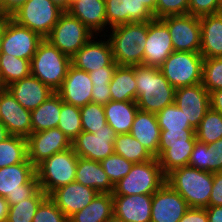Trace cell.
<instances>
[{"instance_id": "6da1fadb", "label": "cell", "mask_w": 222, "mask_h": 222, "mask_svg": "<svg viewBox=\"0 0 222 222\" xmlns=\"http://www.w3.org/2000/svg\"><path fill=\"white\" fill-rule=\"evenodd\" d=\"M136 104L140 110L158 113L174 103L175 88L158 67L135 65Z\"/></svg>"}, {"instance_id": "7a4b0ae2", "label": "cell", "mask_w": 222, "mask_h": 222, "mask_svg": "<svg viewBox=\"0 0 222 222\" xmlns=\"http://www.w3.org/2000/svg\"><path fill=\"white\" fill-rule=\"evenodd\" d=\"M107 37L118 66L143 64L144 48L148 34V21L131 22L109 28Z\"/></svg>"}, {"instance_id": "3957f363", "label": "cell", "mask_w": 222, "mask_h": 222, "mask_svg": "<svg viewBox=\"0 0 222 222\" xmlns=\"http://www.w3.org/2000/svg\"><path fill=\"white\" fill-rule=\"evenodd\" d=\"M168 183L189 208H207L213 186V173L191 166L179 167L166 175Z\"/></svg>"}, {"instance_id": "277c9868", "label": "cell", "mask_w": 222, "mask_h": 222, "mask_svg": "<svg viewBox=\"0 0 222 222\" xmlns=\"http://www.w3.org/2000/svg\"><path fill=\"white\" fill-rule=\"evenodd\" d=\"M70 65L71 58L44 38L32 57L31 75L57 92L62 86Z\"/></svg>"}, {"instance_id": "5b68a950", "label": "cell", "mask_w": 222, "mask_h": 222, "mask_svg": "<svg viewBox=\"0 0 222 222\" xmlns=\"http://www.w3.org/2000/svg\"><path fill=\"white\" fill-rule=\"evenodd\" d=\"M196 141L195 129L161 130L157 159L165 175L188 166Z\"/></svg>"}, {"instance_id": "8992f818", "label": "cell", "mask_w": 222, "mask_h": 222, "mask_svg": "<svg viewBox=\"0 0 222 222\" xmlns=\"http://www.w3.org/2000/svg\"><path fill=\"white\" fill-rule=\"evenodd\" d=\"M39 189L36 168L28 159L0 168V196L7 199L9 206L32 197Z\"/></svg>"}, {"instance_id": "52a82bcc", "label": "cell", "mask_w": 222, "mask_h": 222, "mask_svg": "<svg viewBox=\"0 0 222 222\" xmlns=\"http://www.w3.org/2000/svg\"><path fill=\"white\" fill-rule=\"evenodd\" d=\"M78 155L71 148L53 154L36 167L39 187L48 196L59 187L75 181Z\"/></svg>"}, {"instance_id": "ba28073f", "label": "cell", "mask_w": 222, "mask_h": 222, "mask_svg": "<svg viewBox=\"0 0 222 222\" xmlns=\"http://www.w3.org/2000/svg\"><path fill=\"white\" fill-rule=\"evenodd\" d=\"M166 182L157 158L135 163L128 174L114 185L113 195L153 194Z\"/></svg>"}, {"instance_id": "9c48e42d", "label": "cell", "mask_w": 222, "mask_h": 222, "mask_svg": "<svg viewBox=\"0 0 222 222\" xmlns=\"http://www.w3.org/2000/svg\"><path fill=\"white\" fill-rule=\"evenodd\" d=\"M203 61L200 52L173 51L159 68L176 89L202 83Z\"/></svg>"}, {"instance_id": "30bf717a", "label": "cell", "mask_w": 222, "mask_h": 222, "mask_svg": "<svg viewBox=\"0 0 222 222\" xmlns=\"http://www.w3.org/2000/svg\"><path fill=\"white\" fill-rule=\"evenodd\" d=\"M62 13L63 11L51 0H27L11 19L44 39L52 31Z\"/></svg>"}, {"instance_id": "8fae6325", "label": "cell", "mask_w": 222, "mask_h": 222, "mask_svg": "<svg viewBox=\"0 0 222 222\" xmlns=\"http://www.w3.org/2000/svg\"><path fill=\"white\" fill-rule=\"evenodd\" d=\"M94 36L78 18L63 12L45 39L72 58Z\"/></svg>"}, {"instance_id": "7c38bea8", "label": "cell", "mask_w": 222, "mask_h": 222, "mask_svg": "<svg viewBox=\"0 0 222 222\" xmlns=\"http://www.w3.org/2000/svg\"><path fill=\"white\" fill-rule=\"evenodd\" d=\"M42 40L36 32L17 24L11 18H4L1 53L31 61Z\"/></svg>"}, {"instance_id": "4fadbf2b", "label": "cell", "mask_w": 222, "mask_h": 222, "mask_svg": "<svg viewBox=\"0 0 222 222\" xmlns=\"http://www.w3.org/2000/svg\"><path fill=\"white\" fill-rule=\"evenodd\" d=\"M166 24L174 51L200 52V18L186 14L161 18Z\"/></svg>"}, {"instance_id": "5bb4252c", "label": "cell", "mask_w": 222, "mask_h": 222, "mask_svg": "<svg viewBox=\"0 0 222 222\" xmlns=\"http://www.w3.org/2000/svg\"><path fill=\"white\" fill-rule=\"evenodd\" d=\"M116 135L113 128L105 124L95 133L82 131L71 141V147L79 157L100 162L114 153Z\"/></svg>"}, {"instance_id": "9a60e30c", "label": "cell", "mask_w": 222, "mask_h": 222, "mask_svg": "<svg viewBox=\"0 0 222 222\" xmlns=\"http://www.w3.org/2000/svg\"><path fill=\"white\" fill-rule=\"evenodd\" d=\"M71 148V140L58 128L31 133L27 138L28 160L36 168L55 153Z\"/></svg>"}, {"instance_id": "2e32d148", "label": "cell", "mask_w": 222, "mask_h": 222, "mask_svg": "<svg viewBox=\"0 0 222 222\" xmlns=\"http://www.w3.org/2000/svg\"><path fill=\"white\" fill-rule=\"evenodd\" d=\"M188 209L183 197L165 182L152 194L151 222H179Z\"/></svg>"}, {"instance_id": "e0dca14e", "label": "cell", "mask_w": 222, "mask_h": 222, "mask_svg": "<svg viewBox=\"0 0 222 222\" xmlns=\"http://www.w3.org/2000/svg\"><path fill=\"white\" fill-rule=\"evenodd\" d=\"M174 103L184 112L190 125L196 129L210 109V93L202 83L176 88Z\"/></svg>"}, {"instance_id": "ac0fdd59", "label": "cell", "mask_w": 222, "mask_h": 222, "mask_svg": "<svg viewBox=\"0 0 222 222\" xmlns=\"http://www.w3.org/2000/svg\"><path fill=\"white\" fill-rule=\"evenodd\" d=\"M173 51L170 32L166 24L156 18L148 21L143 65L159 68Z\"/></svg>"}, {"instance_id": "d6986e66", "label": "cell", "mask_w": 222, "mask_h": 222, "mask_svg": "<svg viewBox=\"0 0 222 222\" xmlns=\"http://www.w3.org/2000/svg\"><path fill=\"white\" fill-rule=\"evenodd\" d=\"M0 121L8 133L28 138L32 133L31 111L23 108L6 89L0 88Z\"/></svg>"}, {"instance_id": "ffe728a7", "label": "cell", "mask_w": 222, "mask_h": 222, "mask_svg": "<svg viewBox=\"0 0 222 222\" xmlns=\"http://www.w3.org/2000/svg\"><path fill=\"white\" fill-rule=\"evenodd\" d=\"M100 39L97 35L92 37L76 54L71 58V64L78 69L88 73L106 66H118L113 60V54L108 39ZM94 38V39H93ZM100 40V41H99Z\"/></svg>"}, {"instance_id": "44dd1931", "label": "cell", "mask_w": 222, "mask_h": 222, "mask_svg": "<svg viewBox=\"0 0 222 222\" xmlns=\"http://www.w3.org/2000/svg\"><path fill=\"white\" fill-rule=\"evenodd\" d=\"M92 88L89 73L71 64L57 93L63 102L82 107L92 102Z\"/></svg>"}, {"instance_id": "7402d4cb", "label": "cell", "mask_w": 222, "mask_h": 222, "mask_svg": "<svg viewBox=\"0 0 222 222\" xmlns=\"http://www.w3.org/2000/svg\"><path fill=\"white\" fill-rule=\"evenodd\" d=\"M97 194L95 189L74 181L54 190L49 197L69 219L88 206Z\"/></svg>"}, {"instance_id": "603a6c76", "label": "cell", "mask_w": 222, "mask_h": 222, "mask_svg": "<svg viewBox=\"0 0 222 222\" xmlns=\"http://www.w3.org/2000/svg\"><path fill=\"white\" fill-rule=\"evenodd\" d=\"M107 28L154 19L153 13L138 0H105Z\"/></svg>"}, {"instance_id": "cb8c5ba5", "label": "cell", "mask_w": 222, "mask_h": 222, "mask_svg": "<svg viewBox=\"0 0 222 222\" xmlns=\"http://www.w3.org/2000/svg\"><path fill=\"white\" fill-rule=\"evenodd\" d=\"M152 194L113 195L114 216L125 222H151Z\"/></svg>"}, {"instance_id": "d4e9b609", "label": "cell", "mask_w": 222, "mask_h": 222, "mask_svg": "<svg viewBox=\"0 0 222 222\" xmlns=\"http://www.w3.org/2000/svg\"><path fill=\"white\" fill-rule=\"evenodd\" d=\"M6 89L23 108L29 111L36 109L54 93L53 90L33 75L10 84Z\"/></svg>"}, {"instance_id": "484cf974", "label": "cell", "mask_w": 222, "mask_h": 222, "mask_svg": "<svg viewBox=\"0 0 222 222\" xmlns=\"http://www.w3.org/2000/svg\"><path fill=\"white\" fill-rule=\"evenodd\" d=\"M67 12L95 35L99 36L101 32L103 36L107 34L105 0H74Z\"/></svg>"}, {"instance_id": "4316f807", "label": "cell", "mask_w": 222, "mask_h": 222, "mask_svg": "<svg viewBox=\"0 0 222 222\" xmlns=\"http://www.w3.org/2000/svg\"><path fill=\"white\" fill-rule=\"evenodd\" d=\"M129 133L158 158L161 129L155 113L138 109Z\"/></svg>"}, {"instance_id": "83f0119b", "label": "cell", "mask_w": 222, "mask_h": 222, "mask_svg": "<svg viewBox=\"0 0 222 222\" xmlns=\"http://www.w3.org/2000/svg\"><path fill=\"white\" fill-rule=\"evenodd\" d=\"M203 58L222 57V12L200 17Z\"/></svg>"}, {"instance_id": "f1b7e54d", "label": "cell", "mask_w": 222, "mask_h": 222, "mask_svg": "<svg viewBox=\"0 0 222 222\" xmlns=\"http://www.w3.org/2000/svg\"><path fill=\"white\" fill-rule=\"evenodd\" d=\"M75 182L95 189L98 193H113L114 185L99 161L78 157Z\"/></svg>"}, {"instance_id": "f546056e", "label": "cell", "mask_w": 222, "mask_h": 222, "mask_svg": "<svg viewBox=\"0 0 222 222\" xmlns=\"http://www.w3.org/2000/svg\"><path fill=\"white\" fill-rule=\"evenodd\" d=\"M188 165L211 173L222 171V138L211 144L196 141Z\"/></svg>"}, {"instance_id": "4dcf8cb0", "label": "cell", "mask_w": 222, "mask_h": 222, "mask_svg": "<svg viewBox=\"0 0 222 222\" xmlns=\"http://www.w3.org/2000/svg\"><path fill=\"white\" fill-rule=\"evenodd\" d=\"M138 109L136 101H109L104 105L107 124L116 134L129 133Z\"/></svg>"}, {"instance_id": "1f68e13d", "label": "cell", "mask_w": 222, "mask_h": 222, "mask_svg": "<svg viewBox=\"0 0 222 222\" xmlns=\"http://www.w3.org/2000/svg\"><path fill=\"white\" fill-rule=\"evenodd\" d=\"M62 99L57 92L31 111L32 133L58 127Z\"/></svg>"}, {"instance_id": "d6a6232c", "label": "cell", "mask_w": 222, "mask_h": 222, "mask_svg": "<svg viewBox=\"0 0 222 222\" xmlns=\"http://www.w3.org/2000/svg\"><path fill=\"white\" fill-rule=\"evenodd\" d=\"M113 215V194L98 193L88 206L72 215L68 221L107 222Z\"/></svg>"}, {"instance_id": "836d02e7", "label": "cell", "mask_w": 222, "mask_h": 222, "mask_svg": "<svg viewBox=\"0 0 222 222\" xmlns=\"http://www.w3.org/2000/svg\"><path fill=\"white\" fill-rule=\"evenodd\" d=\"M111 101H136L134 66H117L109 84Z\"/></svg>"}, {"instance_id": "e575fe53", "label": "cell", "mask_w": 222, "mask_h": 222, "mask_svg": "<svg viewBox=\"0 0 222 222\" xmlns=\"http://www.w3.org/2000/svg\"><path fill=\"white\" fill-rule=\"evenodd\" d=\"M29 75H31V61L1 53L0 86L2 88H6Z\"/></svg>"}, {"instance_id": "d590c367", "label": "cell", "mask_w": 222, "mask_h": 222, "mask_svg": "<svg viewBox=\"0 0 222 222\" xmlns=\"http://www.w3.org/2000/svg\"><path fill=\"white\" fill-rule=\"evenodd\" d=\"M114 153L131 161L143 163L155 157L130 133L117 134L114 142Z\"/></svg>"}, {"instance_id": "8d00e7d4", "label": "cell", "mask_w": 222, "mask_h": 222, "mask_svg": "<svg viewBox=\"0 0 222 222\" xmlns=\"http://www.w3.org/2000/svg\"><path fill=\"white\" fill-rule=\"evenodd\" d=\"M28 159L27 139L21 136H8L0 142V168L25 162Z\"/></svg>"}, {"instance_id": "74e56055", "label": "cell", "mask_w": 222, "mask_h": 222, "mask_svg": "<svg viewBox=\"0 0 222 222\" xmlns=\"http://www.w3.org/2000/svg\"><path fill=\"white\" fill-rule=\"evenodd\" d=\"M47 196L43 190L39 189L32 197L9 206L6 222H33V217L40 203Z\"/></svg>"}, {"instance_id": "f35d334b", "label": "cell", "mask_w": 222, "mask_h": 222, "mask_svg": "<svg viewBox=\"0 0 222 222\" xmlns=\"http://www.w3.org/2000/svg\"><path fill=\"white\" fill-rule=\"evenodd\" d=\"M195 134L197 141L205 144L222 138V114L210 108L195 129Z\"/></svg>"}, {"instance_id": "ab89813d", "label": "cell", "mask_w": 222, "mask_h": 222, "mask_svg": "<svg viewBox=\"0 0 222 222\" xmlns=\"http://www.w3.org/2000/svg\"><path fill=\"white\" fill-rule=\"evenodd\" d=\"M58 128L72 141L82 132L80 107L62 101Z\"/></svg>"}, {"instance_id": "60d3db41", "label": "cell", "mask_w": 222, "mask_h": 222, "mask_svg": "<svg viewBox=\"0 0 222 222\" xmlns=\"http://www.w3.org/2000/svg\"><path fill=\"white\" fill-rule=\"evenodd\" d=\"M156 118L161 130L194 129L184 112L175 103L156 113Z\"/></svg>"}, {"instance_id": "b9f144b4", "label": "cell", "mask_w": 222, "mask_h": 222, "mask_svg": "<svg viewBox=\"0 0 222 222\" xmlns=\"http://www.w3.org/2000/svg\"><path fill=\"white\" fill-rule=\"evenodd\" d=\"M82 131L95 133L107 124L104 105L90 102L80 107Z\"/></svg>"}, {"instance_id": "7bdbcfd3", "label": "cell", "mask_w": 222, "mask_h": 222, "mask_svg": "<svg viewBox=\"0 0 222 222\" xmlns=\"http://www.w3.org/2000/svg\"><path fill=\"white\" fill-rule=\"evenodd\" d=\"M202 85L209 93L222 89V57L204 58Z\"/></svg>"}, {"instance_id": "ee69618b", "label": "cell", "mask_w": 222, "mask_h": 222, "mask_svg": "<svg viewBox=\"0 0 222 222\" xmlns=\"http://www.w3.org/2000/svg\"><path fill=\"white\" fill-rule=\"evenodd\" d=\"M100 164L104 169V172L108 175L111 183L115 185L128 174L134 163L116 153H113L106 159L101 160Z\"/></svg>"}, {"instance_id": "f6af8a7d", "label": "cell", "mask_w": 222, "mask_h": 222, "mask_svg": "<svg viewBox=\"0 0 222 222\" xmlns=\"http://www.w3.org/2000/svg\"><path fill=\"white\" fill-rule=\"evenodd\" d=\"M33 222H68V218L56 206L54 201L47 196L39 205Z\"/></svg>"}, {"instance_id": "bcb514c9", "label": "cell", "mask_w": 222, "mask_h": 222, "mask_svg": "<svg viewBox=\"0 0 222 222\" xmlns=\"http://www.w3.org/2000/svg\"><path fill=\"white\" fill-rule=\"evenodd\" d=\"M188 2L189 0H158L156 19L188 14Z\"/></svg>"}, {"instance_id": "7dc6e473", "label": "cell", "mask_w": 222, "mask_h": 222, "mask_svg": "<svg viewBox=\"0 0 222 222\" xmlns=\"http://www.w3.org/2000/svg\"><path fill=\"white\" fill-rule=\"evenodd\" d=\"M222 12L221 0H189L188 14L203 17Z\"/></svg>"}, {"instance_id": "c3c4849f", "label": "cell", "mask_w": 222, "mask_h": 222, "mask_svg": "<svg viewBox=\"0 0 222 222\" xmlns=\"http://www.w3.org/2000/svg\"><path fill=\"white\" fill-rule=\"evenodd\" d=\"M117 66H106L90 72L93 85H109Z\"/></svg>"}, {"instance_id": "681fc988", "label": "cell", "mask_w": 222, "mask_h": 222, "mask_svg": "<svg viewBox=\"0 0 222 222\" xmlns=\"http://www.w3.org/2000/svg\"><path fill=\"white\" fill-rule=\"evenodd\" d=\"M209 206H222V171L213 173V186Z\"/></svg>"}, {"instance_id": "f907efd6", "label": "cell", "mask_w": 222, "mask_h": 222, "mask_svg": "<svg viewBox=\"0 0 222 222\" xmlns=\"http://www.w3.org/2000/svg\"><path fill=\"white\" fill-rule=\"evenodd\" d=\"M27 0H0V17L11 18Z\"/></svg>"}, {"instance_id": "816d5d0a", "label": "cell", "mask_w": 222, "mask_h": 222, "mask_svg": "<svg viewBox=\"0 0 222 222\" xmlns=\"http://www.w3.org/2000/svg\"><path fill=\"white\" fill-rule=\"evenodd\" d=\"M111 101L109 85H93L92 102L106 105Z\"/></svg>"}, {"instance_id": "f5cc1de1", "label": "cell", "mask_w": 222, "mask_h": 222, "mask_svg": "<svg viewBox=\"0 0 222 222\" xmlns=\"http://www.w3.org/2000/svg\"><path fill=\"white\" fill-rule=\"evenodd\" d=\"M179 222H208L206 208H189Z\"/></svg>"}, {"instance_id": "db71d44e", "label": "cell", "mask_w": 222, "mask_h": 222, "mask_svg": "<svg viewBox=\"0 0 222 222\" xmlns=\"http://www.w3.org/2000/svg\"><path fill=\"white\" fill-rule=\"evenodd\" d=\"M210 108L222 114V89L210 93Z\"/></svg>"}, {"instance_id": "11a10c76", "label": "cell", "mask_w": 222, "mask_h": 222, "mask_svg": "<svg viewBox=\"0 0 222 222\" xmlns=\"http://www.w3.org/2000/svg\"><path fill=\"white\" fill-rule=\"evenodd\" d=\"M206 213L208 222H222V206H208Z\"/></svg>"}, {"instance_id": "9f6ffc18", "label": "cell", "mask_w": 222, "mask_h": 222, "mask_svg": "<svg viewBox=\"0 0 222 222\" xmlns=\"http://www.w3.org/2000/svg\"><path fill=\"white\" fill-rule=\"evenodd\" d=\"M9 212V205L5 197L0 196V222L7 221V215Z\"/></svg>"}, {"instance_id": "6f0895ef", "label": "cell", "mask_w": 222, "mask_h": 222, "mask_svg": "<svg viewBox=\"0 0 222 222\" xmlns=\"http://www.w3.org/2000/svg\"><path fill=\"white\" fill-rule=\"evenodd\" d=\"M63 12H67L73 0H51Z\"/></svg>"}, {"instance_id": "680465c9", "label": "cell", "mask_w": 222, "mask_h": 222, "mask_svg": "<svg viewBox=\"0 0 222 222\" xmlns=\"http://www.w3.org/2000/svg\"><path fill=\"white\" fill-rule=\"evenodd\" d=\"M144 3V5L153 13L154 18H156V5L158 0H138Z\"/></svg>"}, {"instance_id": "91938a15", "label": "cell", "mask_w": 222, "mask_h": 222, "mask_svg": "<svg viewBox=\"0 0 222 222\" xmlns=\"http://www.w3.org/2000/svg\"><path fill=\"white\" fill-rule=\"evenodd\" d=\"M10 134L4 124L0 121V142L4 141Z\"/></svg>"}, {"instance_id": "94428289", "label": "cell", "mask_w": 222, "mask_h": 222, "mask_svg": "<svg viewBox=\"0 0 222 222\" xmlns=\"http://www.w3.org/2000/svg\"><path fill=\"white\" fill-rule=\"evenodd\" d=\"M3 30H4V18L0 17V55H1V43L3 38Z\"/></svg>"}, {"instance_id": "6125c7cd", "label": "cell", "mask_w": 222, "mask_h": 222, "mask_svg": "<svg viewBox=\"0 0 222 222\" xmlns=\"http://www.w3.org/2000/svg\"><path fill=\"white\" fill-rule=\"evenodd\" d=\"M107 222H125V221L118 219L113 215Z\"/></svg>"}]
</instances>
